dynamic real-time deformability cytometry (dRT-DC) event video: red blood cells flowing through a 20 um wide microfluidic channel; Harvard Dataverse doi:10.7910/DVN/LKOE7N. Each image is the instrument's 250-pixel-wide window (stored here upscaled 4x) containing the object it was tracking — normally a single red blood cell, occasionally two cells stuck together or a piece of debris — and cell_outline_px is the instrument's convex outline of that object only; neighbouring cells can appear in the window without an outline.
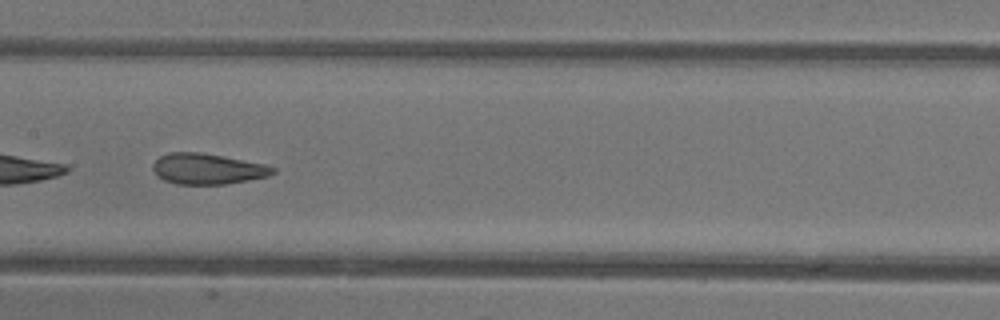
{"species": "common noctule bat (a hibernating species)", "species_latin": "Nyctalus noctula", "temperature_condition": "warm", "stored_images_in_passage": 25, "camera_frame_rate_fps": 3000, "um_per_image_px": 0.085, "animal": {"sex": "female"}, "frame": {"image": 1, "passage_image": 22, "time_ms": 7.0, "image_size_px": [1000, 320], "cell_outline_px": [[276, 172], [268, 176], [248, 180], [224, 184], [176, 184], [164, 180], [156, 176], [152, 168], [152, 164], [160, 156], [168, 152], [200, 152], [264, 164], [276, 168]], "centroid_in_image_um": [17.6, 14.35], "position_along_channel_um": 189.8, "area_um2": 21.44}}